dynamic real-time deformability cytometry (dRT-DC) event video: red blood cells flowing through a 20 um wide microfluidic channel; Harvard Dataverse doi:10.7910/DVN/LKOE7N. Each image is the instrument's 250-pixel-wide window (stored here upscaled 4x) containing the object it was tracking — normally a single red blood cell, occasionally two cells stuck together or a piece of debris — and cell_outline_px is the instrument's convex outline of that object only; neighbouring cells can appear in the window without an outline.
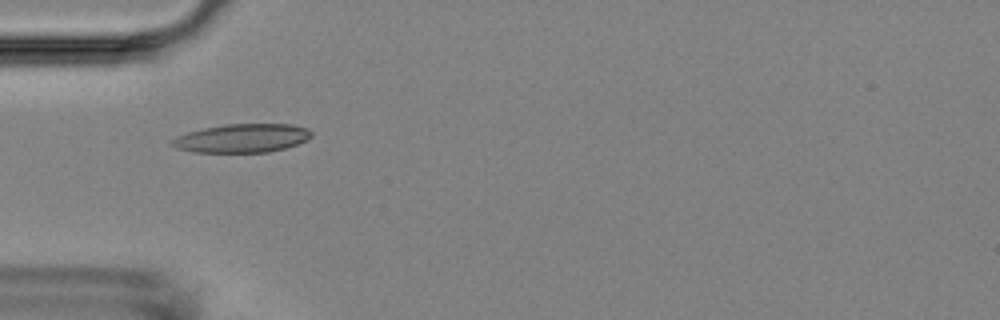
{"species": "Egyptian fruit bat (a non-hibernating species)", "species_latin": "Rousettus aegyptiacus", "temperature_condition": "room temperature", "stored_images_in_passage": 34, "camera_frame_rate_fps": 3000, "um_per_image_px": 0.085, "animal": {"sex": "female"}, "frame": {"image": 1, "passage_image": 1, "time_ms": 0.0, "image_size_px": [1000, 320], "cell_outline_px": [[312, 136], [308, 140], [284, 148], [268, 152], [192, 152], [176, 148], [168, 144], [176, 136], [188, 132], [204, 128], [224, 124], [292, 124], [308, 128], [312, 132]], "centroid_in_image_um": [20.57, 11.74], "position_along_channel_um": 64.4, "area_um2": 23.35}, "authors_computed_cell_mechanics": {"area_um2": 21.5594, "velocity_mm_per_s": 3.6461, "shape_relaxation_time_tau1_ms": 9.8501, "shape_relaxation_time_tau2_ms": 1.4995, "deformation_change_tau1": 0.2029, "deformation_change_tau2": 0.0507}}